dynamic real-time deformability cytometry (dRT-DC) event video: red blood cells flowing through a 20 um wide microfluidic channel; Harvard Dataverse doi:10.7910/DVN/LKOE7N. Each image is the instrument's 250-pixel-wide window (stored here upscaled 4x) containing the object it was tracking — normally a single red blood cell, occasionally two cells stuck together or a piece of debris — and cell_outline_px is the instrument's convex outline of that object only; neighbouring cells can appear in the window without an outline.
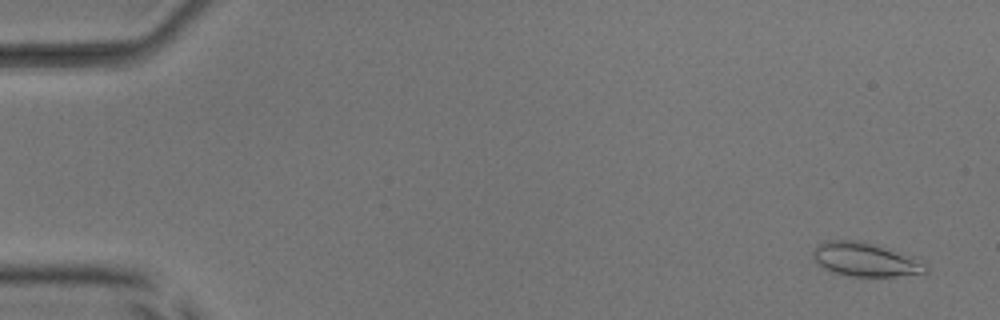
{"species": "common noctule bat (a hibernating species)", "species_latin": "Nyctalus noctula", "temperature_condition": "room temperature", "stored_images_in_passage": 53, "camera_frame_rate_fps": 3000, "um_per_image_px": 0.085, "animal": {"sex": "male", "body_mass_g": 17.9, "forearm_length_mm": 54.2}, "frame": {"image": 1, "passage_image": 3, "time_ms": 0.667, "image_size_px": [1000, 320], "cell_outline_px": [[928, 272], [924, 276], [848, 276], [832, 272], [824, 268], [812, 256], [812, 252], [824, 240], [864, 240], [876, 244], [924, 264], [928, 268]], "centroid_in_image_um": [73.55, 22.08], "position_along_channel_um": 11.5, "area_um2": 22.02}}
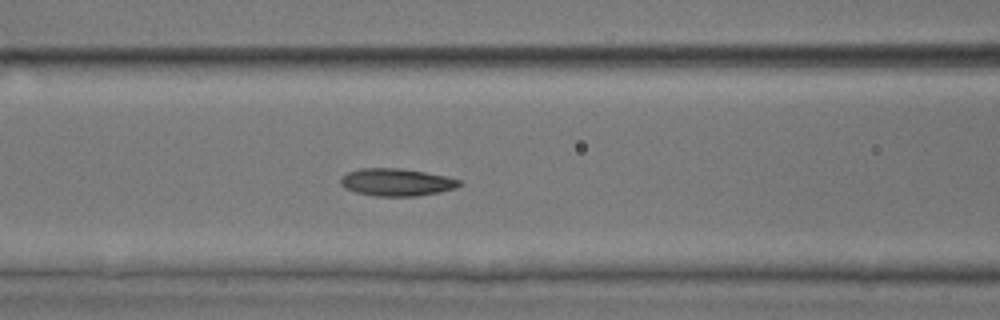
{"frame": {"image": 2, "passage_image": 23, "time_ms": 7.333, "image_size_px": [1000, 320], "cell_outline_px": [[464, 184], [456, 188], [440, 192], [416, 196], [376, 196], [356, 192], [344, 188], [340, 184], [340, 176], [348, 172], [360, 168], [400, 168], [424, 172], [444, 176], [460, 180]], "centroid_in_image_um": [33.69, 15.49], "position_along_channel_um": 132.9, "area_um2": 19.07}}
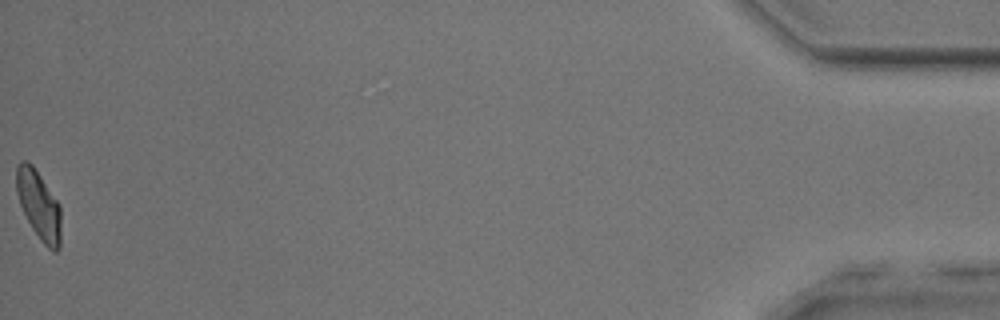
{"frame": {"image": 3, "passage_image": 53, "time_ms": 17.333, "image_size_px": [1000, 320], "cell_outline_px": [[60, 248], [56, 252], [52, 252], [40, 240], [32, 228], [20, 204], [16, 192], [16, 164], [20, 160], [28, 160], [32, 164], [60, 204]], "centroid_in_image_um": [3.29, 17.41], "position_along_channel_um": 431.9, "area_um2": 17.98}, "authors_computed_cell_mechanics": {"area_um2": 18.5538, "velocity_mm_per_s": 3.9674, "shape_relaxation_time_tau1_ms": 5.6001, "shape_relaxation_time_tau2_ms": 2.5239, "deformation_change_tau1": 0.1372, "deformation_change_tau2": 0.0862}}